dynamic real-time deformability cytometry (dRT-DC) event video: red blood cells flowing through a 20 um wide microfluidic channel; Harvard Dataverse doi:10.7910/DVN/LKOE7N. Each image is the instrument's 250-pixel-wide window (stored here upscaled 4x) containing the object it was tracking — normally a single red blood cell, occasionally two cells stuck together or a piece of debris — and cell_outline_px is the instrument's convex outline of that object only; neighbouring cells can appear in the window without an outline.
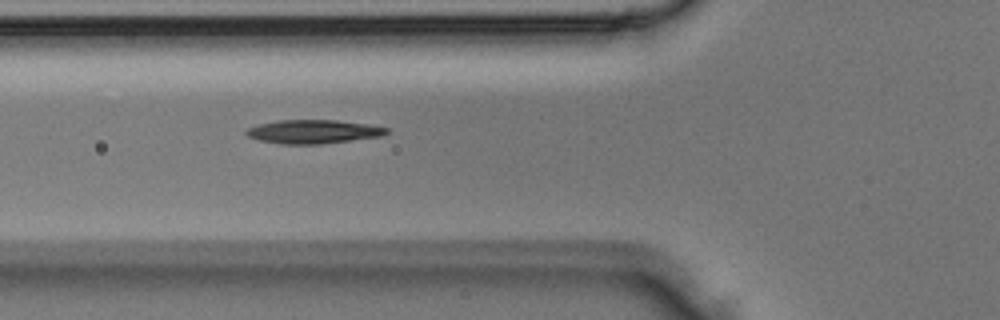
{"species": "Egyptian fruit bat (a non-hibernating species)", "species_latin": "Rousettus aegyptiacus", "temperature_condition": "room temperature", "stored_images_in_passage": 3, "camera_frame_rate_fps": 3000, "um_per_image_px": 0.085, "animal": {"sex": "male"}, "frame": {"image": 1, "passage_image": 3, "time_ms": 0.667, "image_size_px": [1000, 320], "cell_outline_px": [[388, 132], [380, 136], [320, 144], [280, 144], [256, 140], [248, 136], [244, 132], [248, 128], [260, 124], [280, 120], [336, 120], [368, 124], [388, 128]], "centroid_in_image_um": [26.59, 11.19], "position_along_channel_um": 99.2, "area_um2": 19.25}}